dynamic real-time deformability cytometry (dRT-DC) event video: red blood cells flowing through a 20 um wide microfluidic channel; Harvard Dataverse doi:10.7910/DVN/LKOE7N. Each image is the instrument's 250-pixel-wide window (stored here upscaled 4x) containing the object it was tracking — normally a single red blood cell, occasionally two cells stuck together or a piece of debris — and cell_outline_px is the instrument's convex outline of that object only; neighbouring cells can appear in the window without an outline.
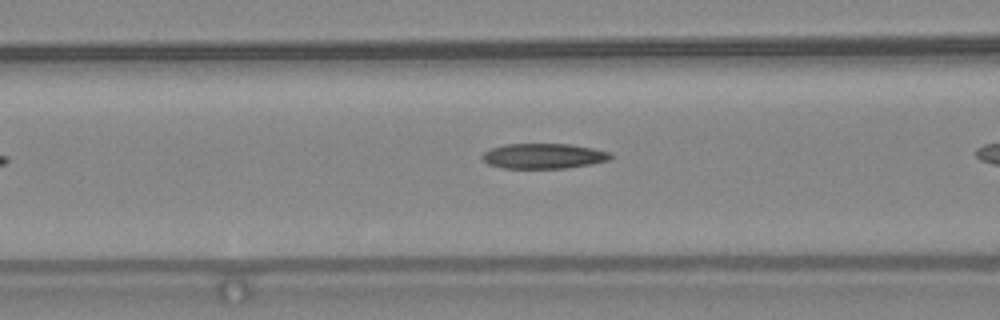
{"species": "common noctule bat (a hibernating species)", "species_latin": "Nyctalus noctula", "temperature_condition": "warm", "stored_images_in_passage": 20, "camera_frame_rate_fps": 3000, "um_per_image_px": 0.085, "animal": {"sex": "female", "body_mass_g": 24.6, "forearm_length_mm": 56.2}, "frame": {"image": 1, "passage_image": 6, "time_ms": 1.667, "image_size_px": [1000, 320], "cell_outline_px": [[612, 156], [608, 160], [592, 164], [564, 168], [504, 168], [488, 164], [480, 156], [484, 152], [492, 148], [504, 144], [568, 144], [592, 148], [612, 152]], "centroid_in_image_um": [46.2, 13.26], "position_along_channel_um": 120.4, "area_um2": 18.79}}
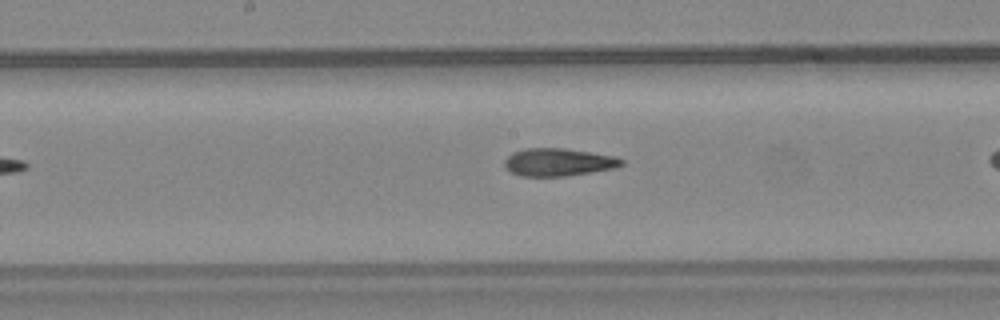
{"frame": {"image": 2, "passage_image": 12, "time_ms": 3.667, "image_size_px": [1000, 320], "cell_outline_px": [[624, 164], [616, 168], [592, 172], [564, 176], [520, 176], [504, 168], [504, 160], [512, 152], [524, 148], [564, 148], [616, 156], [624, 160]], "centroid_in_image_um": [47.46, 13.78], "position_along_channel_um": 200.7, "area_um2": 19.07}}
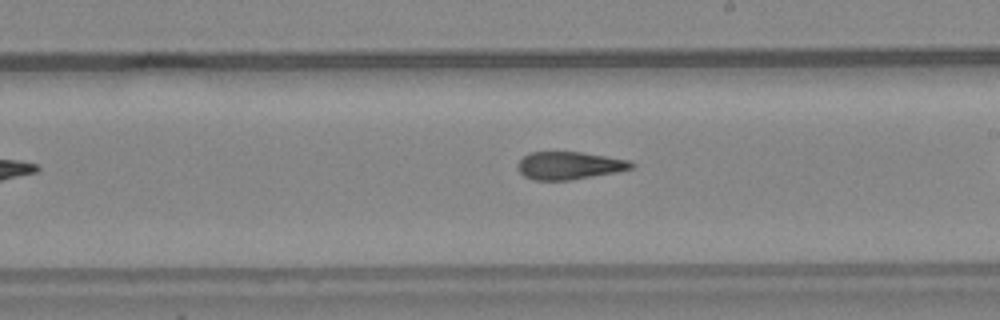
{"frame": {"image": 3, "passage_image": 15, "time_ms": 4.667, "image_size_px": [1000, 320], "cell_outline_px": [[636, 164], [632, 168], [616, 172], [568, 180], [532, 180], [524, 176], [516, 168], [516, 164], [528, 152], [580, 152], [628, 160]], "centroid_in_image_um": [48.33, 14.07], "position_along_channel_um": 240.7, "area_um2": 18.26}}